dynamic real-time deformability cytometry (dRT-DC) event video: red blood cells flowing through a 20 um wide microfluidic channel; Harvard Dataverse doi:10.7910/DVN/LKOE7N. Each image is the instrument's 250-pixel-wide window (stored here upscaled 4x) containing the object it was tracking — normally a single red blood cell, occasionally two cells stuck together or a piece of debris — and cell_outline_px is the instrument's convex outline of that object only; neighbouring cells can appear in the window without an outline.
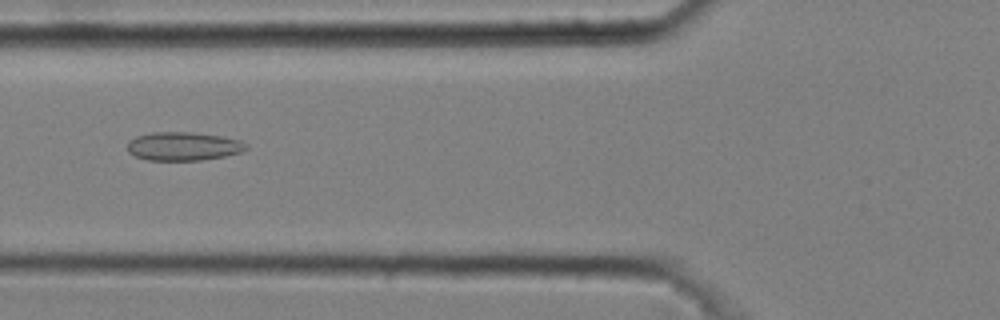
{"species": "common noctule bat (a hibernating species)", "species_latin": "Nyctalus noctula", "temperature_condition": "cold", "stored_images_in_passage": 9, "camera_frame_rate_fps": 3000, "um_per_image_px": 0.085, "animal": {"sex": "male", "body_mass_g": 20.4}, "frame": {"image": 1, "passage_image": 6, "time_ms": 1.667, "image_size_px": [1000, 320], "cell_outline_px": [[248, 148], [240, 152], [224, 156], [200, 160], [148, 160], [136, 156], [128, 152], [128, 140], [136, 136], [152, 132], [192, 132], [224, 136], [240, 140], [248, 144]], "centroid_in_image_um": [15.59, 12.42], "position_along_channel_um": 110.2, "area_um2": 19.83}}
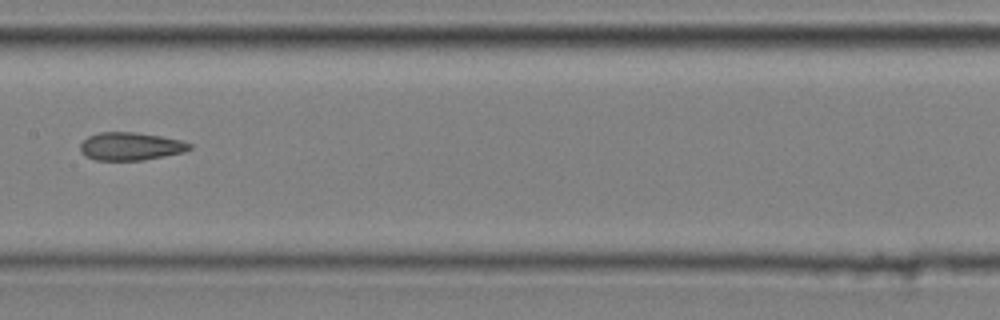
{"frame": {"image": 2, "passage_image": 8, "time_ms": 2.333, "image_size_px": [1000, 320], "cell_outline_px": [[192, 148], [184, 152], [144, 160], [96, 160], [80, 152], [80, 144], [88, 136], [100, 132], [136, 132], [184, 140], [192, 144]], "centroid_in_image_um": [11.13, 12.43], "position_along_channel_um": 196.3, "area_um2": 17.86}}
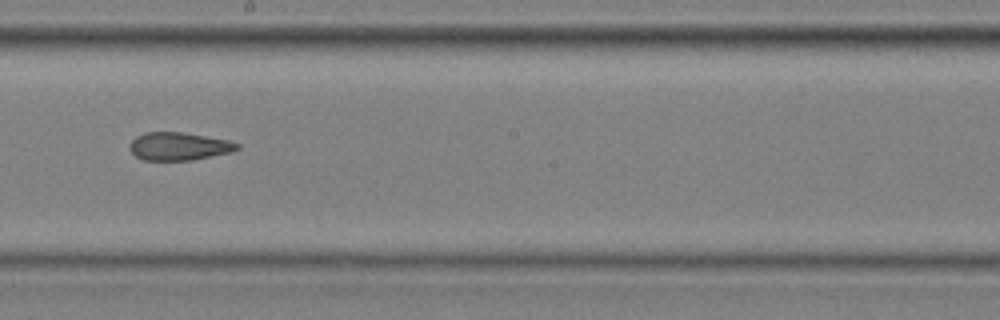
{"frame": {"image": 3, "passage_image": 9, "time_ms": 2.667, "image_size_px": [1000, 320], "cell_outline_px": [[240, 148], [232, 152], [192, 160], [144, 160], [136, 156], [128, 148], [128, 144], [136, 136], [144, 132], [180, 132], [228, 140], [240, 144]], "centroid_in_image_um": [15.19, 12.44], "position_along_channel_um": 233.0, "area_um2": 17.51}}